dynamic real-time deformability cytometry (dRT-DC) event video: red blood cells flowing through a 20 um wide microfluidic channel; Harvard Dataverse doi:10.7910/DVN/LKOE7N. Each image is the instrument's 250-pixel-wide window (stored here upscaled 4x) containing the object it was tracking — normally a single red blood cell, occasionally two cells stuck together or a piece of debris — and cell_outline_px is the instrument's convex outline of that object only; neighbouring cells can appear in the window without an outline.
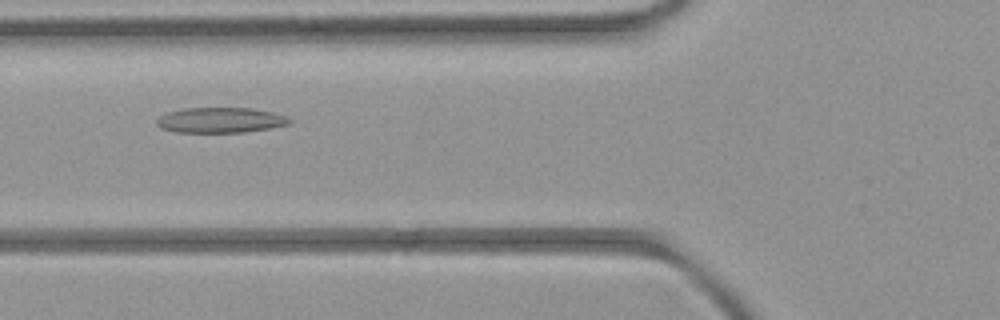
{"species": "common noctule bat (a hibernating species)", "species_latin": "Nyctalus noctula", "temperature_condition": "room temperature", "stored_images_in_passage": 8, "camera_frame_rate_fps": 3000, "um_per_image_px": 0.085, "animal": {"sex": "female", "body_mass_g": 21.9}, "frame": {"image": 1, "passage_image": 6, "time_ms": 5.667, "image_size_px": [1000, 320], "cell_outline_px": [[292, 124], [244, 132], [176, 132], [160, 128], [156, 124], [156, 120], [160, 116], [168, 112], [184, 108], [252, 108], [272, 112], [288, 116], [292, 120]], "centroid_in_image_um": [18.76, 10.21], "position_along_channel_um": 107.0, "area_um2": 19.65}}
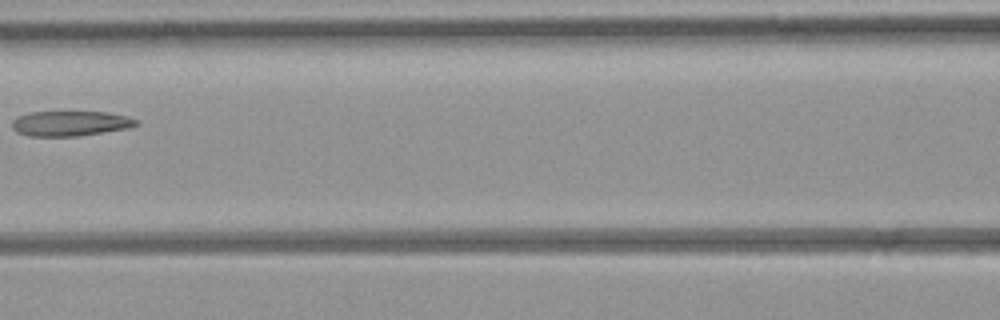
{"frame": {"image": 2, "passage_image": 7, "time_ms": 7.0, "image_size_px": [1000, 320], "cell_outline_px": [[140, 124], [128, 128], [76, 136], [28, 136], [16, 132], [12, 128], [12, 120], [16, 116], [28, 112], [108, 112], [128, 116], [140, 120]], "centroid_in_image_um": [5.97, 10.48], "position_along_channel_um": 160.6, "area_um2": 18.32}}
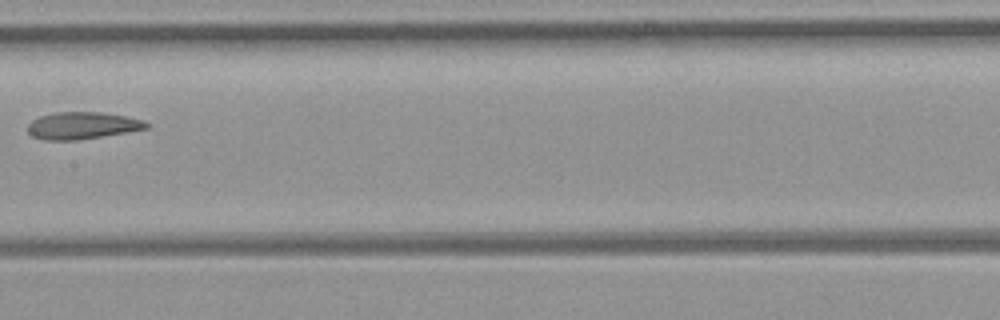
{"frame": {"image": 3, "passage_image": 8, "time_ms": 8.0, "image_size_px": [1000, 320], "cell_outline_px": [[148, 128], [128, 132], [76, 140], [44, 140], [32, 136], [28, 132], [28, 124], [32, 120], [40, 116], [56, 112], [104, 112], [144, 120], [148, 124]], "centroid_in_image_um": [6.98, 10.67], "position_along_channel_um": 200.4, "area_um2": 18.67}}